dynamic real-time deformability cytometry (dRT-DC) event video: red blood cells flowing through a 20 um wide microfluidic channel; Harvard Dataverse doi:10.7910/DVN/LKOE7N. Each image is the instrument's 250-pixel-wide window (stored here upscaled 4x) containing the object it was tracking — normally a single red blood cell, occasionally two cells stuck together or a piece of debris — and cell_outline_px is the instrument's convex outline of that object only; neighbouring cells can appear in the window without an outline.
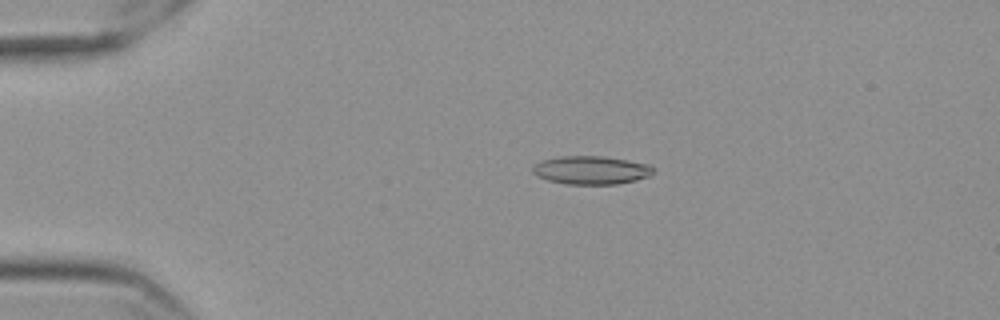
{"species": "Egyptian fruit bat (a non-hibernating species)", "species_latin": "Rousettus aegyptiacus", "temperature_condition": "cold", "stored_images_in_passage": 57, "camera_frame_rate_fps": 3000, "um_per_image_px": 0.085, "frame": {"image": 1, "passage_image": 12, "time_ms": 3.667, "image_size_px": [1000, 320], "cell_outline_px": [[656, 172], [652, 176], [636, 180], [616, 184], [564, 184], [548, 180], [536, 176], [532, 172], [532, 168], [540, 160], [560, 156], [604, 156], [628, 160], [648, 164]], "centroid_in_image_um": [50.25, 14.46], "position_along_channel_um": 34.7, "area_um2": 20.11}}
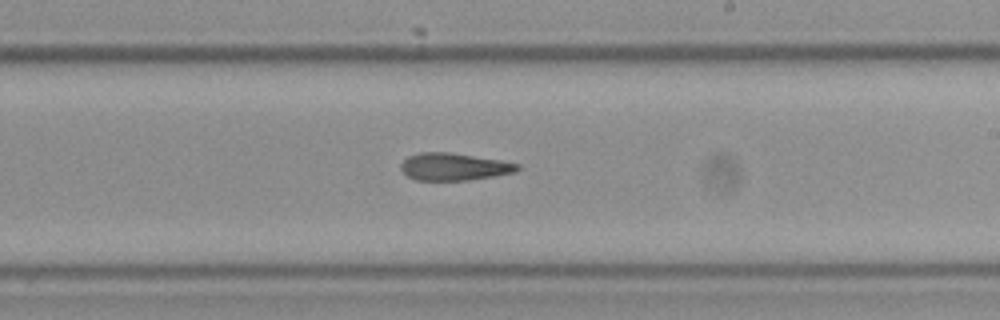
{"frame": {"image": 2, "passage_image": 34, "time_ms": 11.0, "image_size_px": [1000, 320], "cell_outline_px": [[520, 168], [516, 172], [468, 180], [416, 180], [408, 176], [400, 168], [400, 164], [408, 156], [420, 152], [448, 152], [500, 160], [520, 164]], "centroid_in_image_um": [38.58, 14.17], "position_along_channel_um": 250.4, "area_um2": 18.44}}
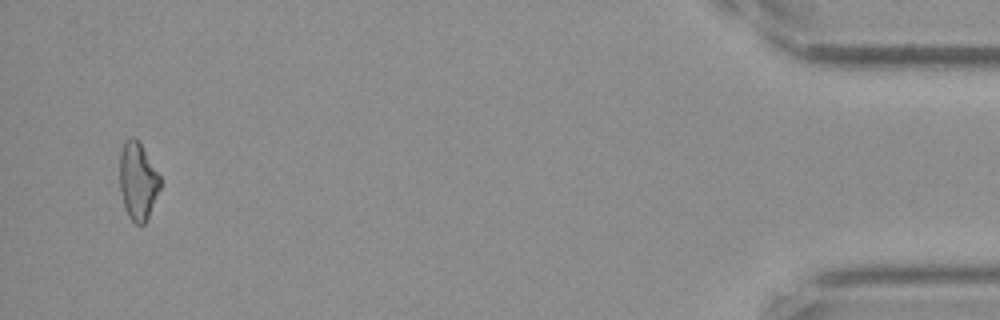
{"frame": {"image": 3, "passage_image": 55, "time_ms": 18.0, "image_size_px": [1000, 320], "cell_outline_px": [[160, 188], [148, 216], [144, 224], [136, 224], [128, 216], [124, 204], [120, 188], [120, 152], [124, 140], [128, 136], [136, 136], [160, 176]], "centroid_in_image_um": [11.7, 15.33], "position_along_channel_um": 423.5, "area_um2": 18.15}, "authors_computed_cell_mechanics": {"area_um2": 19.2474, "velocity_mm_per_s": 3.5757, "shape_relaxation_time_tau1_ms": 9.2338, "shape_relaxation_time_tau2_ms": 4.0208, "deformation_change_tau1": 0.2107, "deformation_change_tau2": 0.1357}}